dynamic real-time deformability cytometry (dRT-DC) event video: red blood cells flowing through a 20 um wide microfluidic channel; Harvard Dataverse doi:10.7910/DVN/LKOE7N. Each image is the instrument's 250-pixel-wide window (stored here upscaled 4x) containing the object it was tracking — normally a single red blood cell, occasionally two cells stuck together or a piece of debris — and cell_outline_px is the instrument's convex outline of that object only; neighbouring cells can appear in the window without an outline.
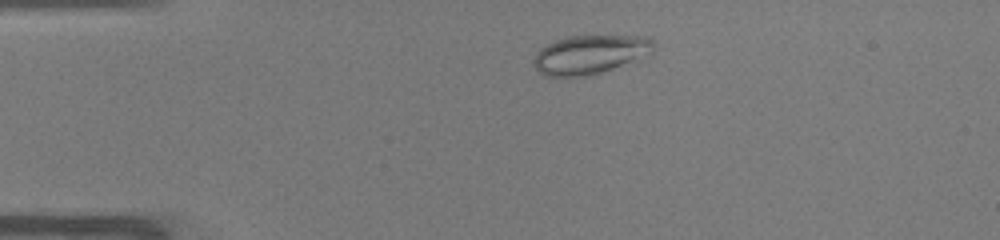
{"species": "common noctule bat (a hibernating species)", "species_latin": "Nyctalus noctula", "temperature_condition": "warm", "stored_images_in_passage": 46, "camera_frame_rate_fps": 3000, "um_per_image_px": 0.085, "animal": {"sex": "male", "body_mass_g": 19.0, "forearm_length_mm": 50.8}, "frame": {"image": 1, "passage_image": 6, "time_ms": 1.667, "image_size_px": [1000, 240], "cell_outline_px": [[652, 56], [588, 76], [544, 76], [536, 68], [532, 60], [540, 48], [556, 40], [568, 36], [648, 36], [652, 40]], "centroid_in_image_um": [50.18, 4.63], "position_along_channel_um": 34.8, "area_um2": 27.28}}
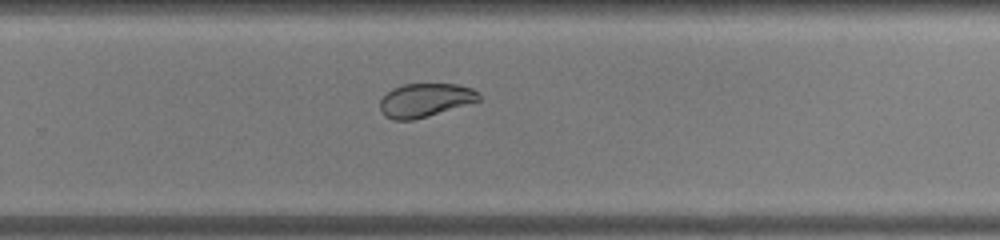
{"frame": {"image": 2, "passage_image": 29, "time_ms": 9.333, "image_size_px": [1000, 240], "cell_outline_px": [[480, 100], [428, 116], [412, 120], [392, 120], [384, 116], [380, 112], [380, 100], [392, 88], [404, 84], [456, 84], [472, 88], [480, 96]], "centroid_in_image_um": [36.09, 8.52], "position_along_channel_um": 293.7, "area_um2": 19.25}}
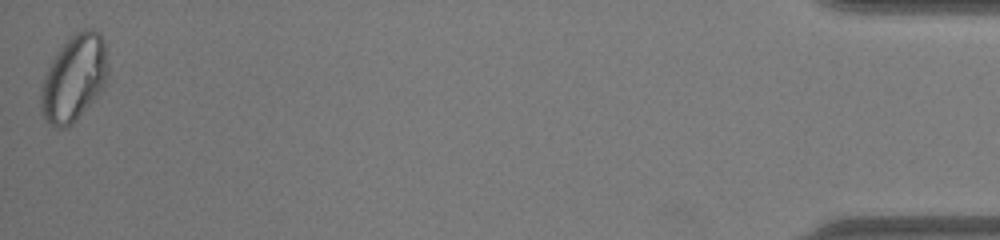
{"frame": {"image": 3, "passage_image": 46, "time_ms": 15.0, "image_size_px": [1000, 240], "cell_outline_px": [[108, 76], [100, 92], [76, 120], [68, 128], [56, 128], [40, 112], [40, 88], [44, 76], [52, 60], [60, 48], [76, 32], [84, 28], [92, 28], [104, 40], [108, 68]], "centroid_in_image_um": [6.28, 6.66], "position_along_channel_um": 428.9, "area_um2": 33.47}, "authors_computed_cell_mechanics": {"area_um2": 25.6632, "velocity_mm_per_s": 3.9595, "shape_relaxation_time_tau1_ms": null, "shape_relaxation_time_tau2_ms": 0.8526, "deformation_change_tau1": null, "deformation_change_tau2": 0.0529}}